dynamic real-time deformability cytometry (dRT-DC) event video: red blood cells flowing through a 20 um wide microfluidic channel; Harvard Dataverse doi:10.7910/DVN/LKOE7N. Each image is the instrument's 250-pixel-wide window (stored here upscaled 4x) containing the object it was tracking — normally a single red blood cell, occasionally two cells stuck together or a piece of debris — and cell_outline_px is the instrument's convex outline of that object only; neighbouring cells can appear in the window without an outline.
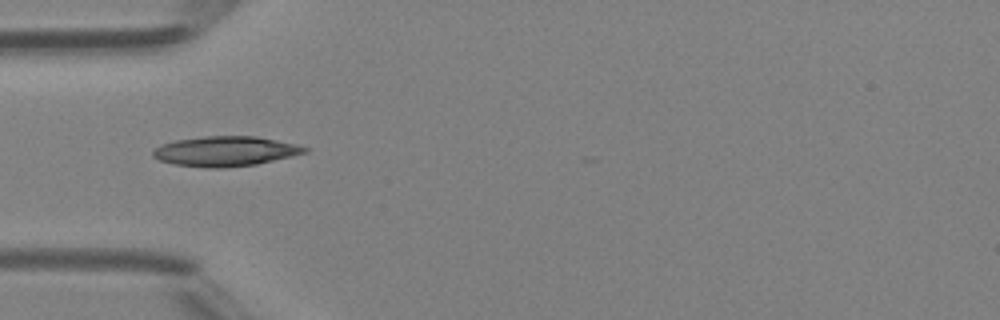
{"species": "Egyptian fruit bat (a non-hibernating species)", "species_latin": "Rousettus aegyptiacus", "temperature_condition": "room temperature", "stored_images_in_passage": 29, "camera_frame_rate_fps": 3000, "um_per_image_px": 0.085, "animal": {"sex": "female"}, "frame": {"image": 1, "passage_image": 1, "time_ms": 0.0, "image_size_px": [1000, 320], "cell_outline_px": [[312, 148], [308, 152], [292, 156], [256, 164], [224, 168], [208, 168], [176, 164], [160, 160], [152, 156], [152, 152], [160, 144], [176, 140], [204, 136], [256, 136], [296, 144]], "centroid_in_image_um": [19.19, 12.85], "position_along_channel_um": 65.8, "area_um2": 26.47}}
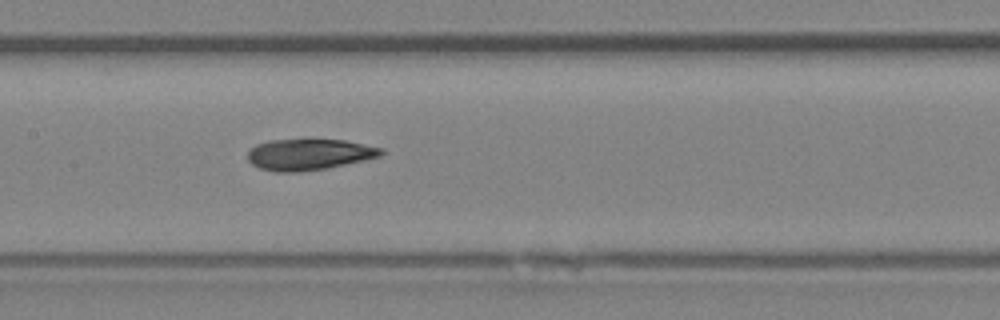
{"frame": {"image": 2, "passage_image": 9, "time_ms": 2.667, "image_size_px": [1000, 320], "cell_outline_px": [[384, 152], [380, 156], [364, 160], [324, 168], [300, 172], [276, 172], [260, 168], [252, 164], [248, 160], [248, 148], [256, 144], [268, 140], [344, 140], [384, 148]], "centroid_in_image_um": [26.23, 13.12], "position_along_channel_um": 181.2, "area_um2": 24.1}}
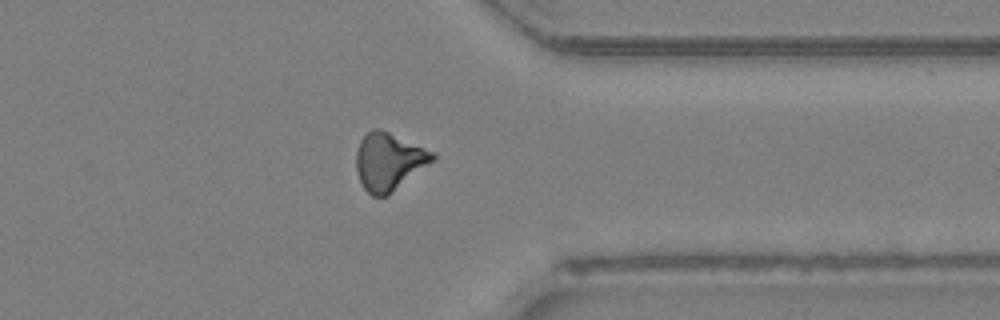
{"frame": {"image": 3, "passage_image": 23, "time_ms": 7.333, "image_size_px": [1000, 320], "cell_outline_px": [[436, 160], [388, 196], [372, 196], [364, 188], [356, 172], [356, 152], [360, 140], [372, 128], [376, 128], [388, 132], [436, 152]], "centroid_in_image_um": [33.08, 13.74], "position_along_channel_um": 378.3, "area_um2": 25.84}, "authors_computed_cell_mechanics": {"area_um2": 24.4494, "velocity_mm_per_s": 4.3501, "shape_relaxation_time_tau1_ms": null, "shape_relaxation_time_tau2_ms": 4.8966, "deformation_change_tau1": null, "deformation_change_tau2": 0.144}}